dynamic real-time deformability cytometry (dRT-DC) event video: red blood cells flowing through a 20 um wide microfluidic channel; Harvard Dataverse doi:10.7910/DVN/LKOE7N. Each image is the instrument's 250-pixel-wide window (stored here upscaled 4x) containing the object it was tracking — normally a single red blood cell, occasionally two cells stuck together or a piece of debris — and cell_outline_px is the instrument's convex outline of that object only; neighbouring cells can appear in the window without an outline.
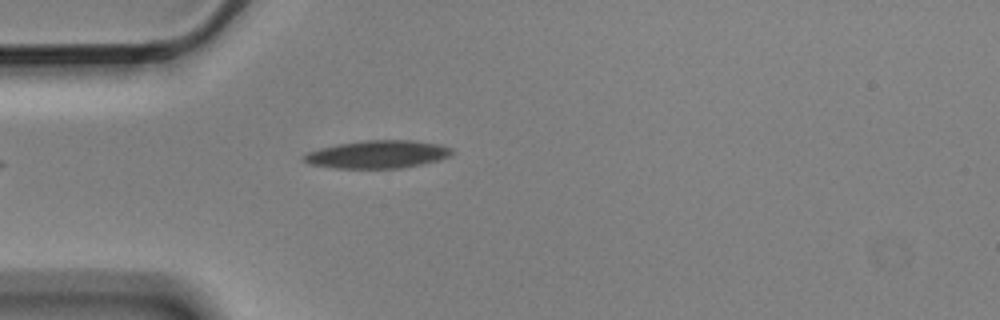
{"species": "Egyptian fruit bat (a non-hibernating species)", "species_latin": "Rousettus aegyptiacus", "temperature_condition": "cold", "stored_images_in_passage": 1, "camera_frame_rate_fps": 3000, "um_per_image_px": 0.085, "animal": {"sex": "male"}, "frame": {"image": 1, "passage_image": 1, "time_ms": 0.0, "image_size_px": [1000, 320], "cell_outline_px": [[452, 156], [440, 160], [400, 168], [332, 168], [308, 164], [300, 160], [300, 156], [308, 152], [320, 148], [340, 144], [368, 140], [412, 140], [440, 144], [452, 148]], "centroid_in_image_um": [32.07, 13.12], "position_along_channel_um": 52.9, "area_um2": 24.16}}